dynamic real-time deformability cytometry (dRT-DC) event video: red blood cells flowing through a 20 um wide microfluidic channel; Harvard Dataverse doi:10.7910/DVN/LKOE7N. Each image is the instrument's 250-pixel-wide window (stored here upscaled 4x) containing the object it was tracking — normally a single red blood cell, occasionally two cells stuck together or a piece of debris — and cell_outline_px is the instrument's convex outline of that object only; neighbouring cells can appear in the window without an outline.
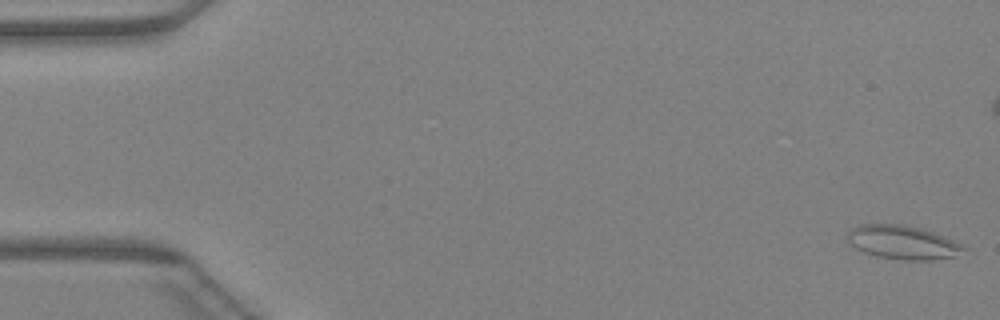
{"species": "Egyptian fruit bat (a non-hibernating species)", "species_latin": "Rousettus aegyptiacus", "temperature_condition": "warm", "stored_images_in_passage": 15, "camera_frame_rate_fps": 3000, "um_per_image_px": 0.085, "animal": {"sex": "female"}, "frame": {"image": 1, "passage_image": 1, "time_ms": 0.0, "image_size_px": [1000, 320], "cell_outline_px": [[968, 248], [956, 256], [932, 260], [904, 260], [876, 256], [864, 252], [848, 244], [848, 232], [852, 228], [860, 224], [904, 224], [920, 228], [944, 236]], "centroid_in_image_um": [76.72, 20.6], "position_along_channel_um": 8.3, "area_um2": 22.83}}